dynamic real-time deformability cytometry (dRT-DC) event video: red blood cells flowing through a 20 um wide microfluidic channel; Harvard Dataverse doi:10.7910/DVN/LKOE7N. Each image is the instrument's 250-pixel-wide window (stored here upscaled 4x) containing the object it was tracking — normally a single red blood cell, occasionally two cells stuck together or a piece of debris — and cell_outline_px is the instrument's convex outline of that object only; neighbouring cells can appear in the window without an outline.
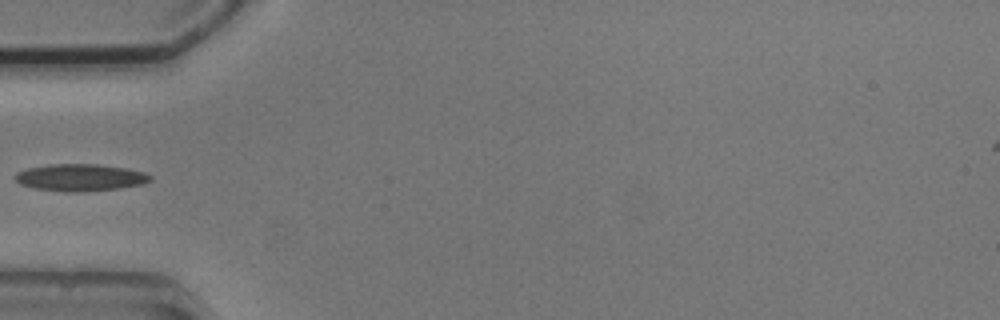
{"species": "common noctule bat (a hibernating species)", "species_latin": "Nyctalus noctula", "temperature_condition": "cold", "stored_images_in_passage": 5, "camera_frame_rate_fps": 3000, "um_per_image_px": 0.085, "animal": {"sex": "male", "body_mass_g": 20.5, "forearm_length_mm": 52.5}, "frame": {"image": 1, "passage_image": 5, "time_ms": 4.667, "image_size_px": [1000, 320], "cell_outline_px": [[152, 180], [144, 184], [120, 188], [84, 192], [68, 192], [32, 188], [20, 184], [16, 180], [16, 172], [28, 168], [52, 164], [96, 164], [128, 168], [144, 172], [152, 176]], "centroid_in_image_um": [6.86, 15.09], "position_along_channel_um": 78.1, "area_um2": 21.44}}